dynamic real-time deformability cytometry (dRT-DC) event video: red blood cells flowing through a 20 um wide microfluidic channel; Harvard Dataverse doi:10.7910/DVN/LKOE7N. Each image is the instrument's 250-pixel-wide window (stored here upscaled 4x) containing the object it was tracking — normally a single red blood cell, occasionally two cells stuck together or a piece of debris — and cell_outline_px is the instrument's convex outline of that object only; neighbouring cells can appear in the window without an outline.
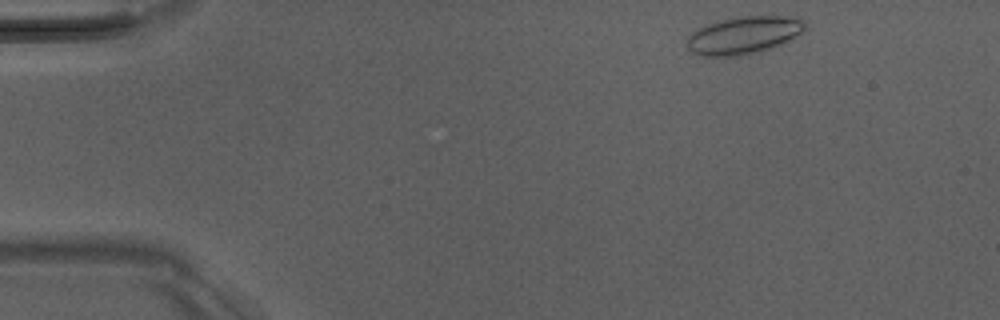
{"species": "Egyptian fruit bat (a non-hibernating species)", "species_latin": "Rousettus aegyptiacus", "temperature_condition": "room temperature", "stored_images_in_passage": 45, "camera_frame_rate_fps": 3000, "um_per_image_px": 0.085, "animal": {"sex": "male"}, "frame": {"image": 1, "passage_image": 1, "time_ms": 0.0, "image_size_px": [1000, 320], "cell_outline_px": [[808, 28], [804, 32], [792, 40], [772, 48], [740, 56], [704, 56], [692, 52], [688, 48], [688, 36], [696, 28], [708, 24], [736, 16], [792, 16], [804, 20]], "centroid_in_image_um": [63.29, 2.98], "position_along_channel_um": 21.7, "area_um2": 26.18}}
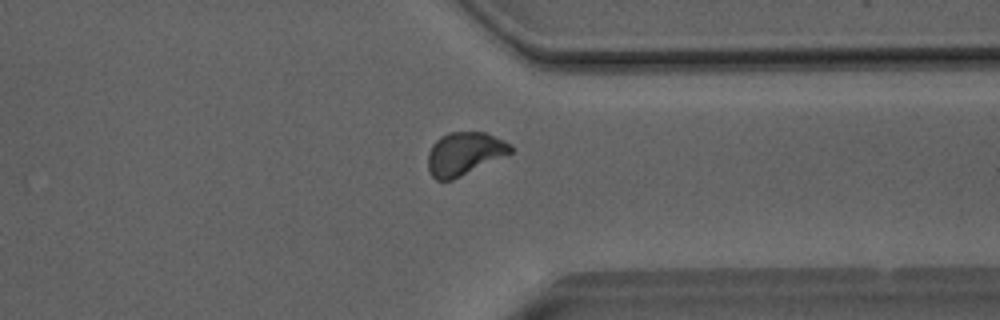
{"frame": {"image": 2, "passage_image": 34, "time_ms": 11.0, "image_size_px": [1000, 320], "cell_outline_px": [[512, 152], [452, 180], [436, 180], [432, 176], [428, 168], [428, 152], [432, 144], [440, 136], [448, 132], [484, 132], [504, 140], [512, 144]], "centroid_in_image_um": [39.45, 13.04], "position_along_channel_um": 372.0, "area_um2": 20.58}}
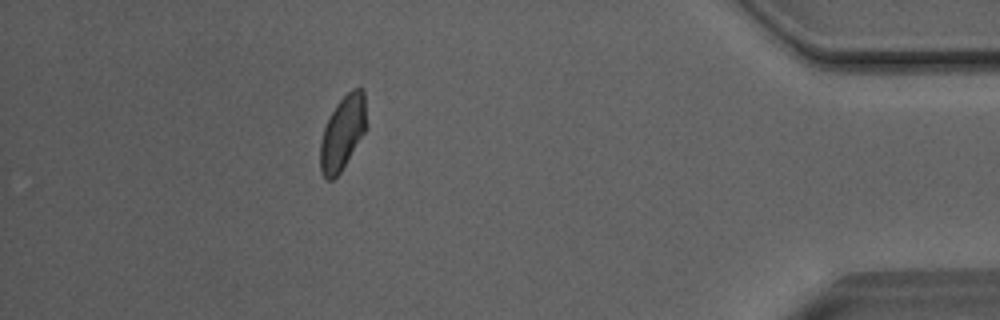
{"frame": {"image": 3, "passage_image": 40, "time_ms": 13.0, "image_size_px": [1000, 320], "cell_outline_px": [[364, 132], [340, 172], [332, 180], [324, 180], [320, 172], [320, 140], [328, 116], [336, 104], [352, 88], [364, 88]], "centroid_in_image_um": [29.06, 11.31], "position_along_channel_um": 406.1, "area_um2": 19.54}, "authors_computed_cell_mechanics": {"area_um2": 20.8658, "velocity_mm_per_s": 4.0334, "shape_relaxation_time_tau1_ms": 8.7584, "shape_relaxation_time_tau2_ms": 1.6896, "deformation_change_tau1": 0.1651, "deformation_change_tau2": 0.0498}}